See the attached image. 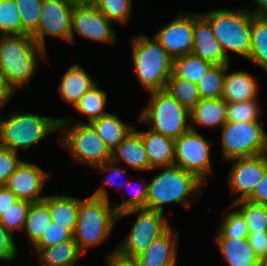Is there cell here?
Here are the masks:
<instances>
[{"label": "cell", "mask_w": 267, "mask_h": 266, "mask_svg": "<svg viewBox=\"0 0 267 266\" xmlns=\"http://www.w3.org/2000/svg\"><path fill=\"white\" fill-rule=\"evenodd\" d=\"M80 198L68 195H48L52 221L74 234L78 219Z\"/></svg>", "instance_id": "484cf974"}, {"label": "cell", "mask_w": 267, "mask_h": 266, "mask_svg": "<svg viewBox=\"0 0 267 266\" xmlns=\"http://www.w3.org/2000/svg\"><path fill=\"white\" fill-rule=\"evenodd\" d=\"M194 12L180 13L160 28L153 37L172 59L190 54L194 43Z\"/></svg>", "instance_id": "9a60e30c"}, {"label": "cell", "mask_w": 267, "mask_h": 266, "mask_svg": "<svg viewBox=\"0 0 267 266\" xmlns=\"http://www.w3.org/2000/svg\"><path fill=\"white\" fill-rule=\"evenodd\" d=\"M18 200L5 185H0V218Z\"/></svg>", "instance_id": "681fc988"}, {"label": "cell", "mask_w": 267, "mask_h": 266, "mask_svg": "<svg viewBox=\"0 0 267 266\" xmlns=\"http://www.w3.org/2000/svg\"><path fill=\"white\" fill-rule=\"evenodd\" d=\"M211 142L194 127L175 139V164L207 184L212 172Z\"/></svg>", "instance_id": "8fae6325"}, {"label": "cell", "mask_w": 267, "mask_h": 266, "mask_svg": "<svg viewBox=\"0 0 267 266\" xmlns=\"http://www.w3.org/2000/svg\"><path fill=\"white\" fill-rule=\"evenodd\" d=\"M227 122V103L220 98L201 99L190 111V126L222 127ZM195 125V126H194Z\"/></svg>", "instance_id": "603a6c76"}, {"label": "cell", "mask_w": 267, "mask_h": 266, "mask_svg": "<svg viewBox=\"0 0 267 266\" xmlns=\"http://www.w3.org/2000/svg\"><path fill=\"white\" fill-rule=\"evenodd\" d=\"M46 53L30 35H0V72L14 93L29 89L28 82Z\"/></svg>", "instance_id": "7a4b0ae2"}, {"label": "cell", "mask_w": 267, "mask_h": 266, "mask_svg": "<svg viewBox=\"0 0 267 266\" xmlns=\"http://www.w3.org/2000/svg\"><path fill=\"white\" fill-rule=\"evenodd\" d=\"M114 25L92 1L74 2L72 9L71 43L75 44V32L97 43L118 42Z\"/></svg>", "instance_id": "7c38bea8"}, {"label": "cell", "mask_w": 267, "mask_h": 266, "mask_svg": "<svg viewBox=\"0 0 267 266\" xmlns=\"http://www.w3.org/2000/svg\"><path fill=\"white\" fill-rule=\"evenodd\" d=\"M159 173L148 181L147 209L164 213L165 205L184 204L191 207L198 200L206 185L196 174L180 168L177 164L159 166ZM193 200H192V199Z\"/></svg>", "instance_id": "6da1fadb"}, {"label": "cell", "mask_w": 267, "mask_h": 266, "mask_svg": "<svg viewBox=\"0 0 267 266\" xmlns=\"http://www.w3.org/2000/svg\"><path fill=\"white\" fill-rule=\"evenodd\" d=\"M129 182H127V184L125 186H129L132 185V183L134 182H130V178L128 179ZM135 186H132L131 188L134 189L132 192V194L128 196H130L128 199H125L126 196H124V192H126V188L124 187L122 192H123V196L122 198H124L125 200L121 201V203L115 205L114 209L117 212V214H120L124 211L127 210H131V209H140V208H147V196H148V180H146L145 182H141L140 185L136 186L137 184L134 183ZM135 187V188H134Z\"/></svg>", "instance_id": "60d3db41"}, {"label": "cell", "mask_w": 267, "mask_h": 266, "mask_svg": "<svg viewBox=\"0 0 267 266\" xmlns=\"http://www.w3.org/2000/svg\"><path fill=\"white\" fill-rule=\"evenodd\" d=\"M51 222L52 218L48 208V195L41 201L30 203L23 228L30 247L41 238V235Z\"/></svg>", "instance_id": "83f0119b"}, {"label": "cell", "mask_w": 267, "mask_h": 266, "mask_svg": "<svg viewBox=\"0 0 267 266\" xmlns=\"http://www.w3.org/2000/svg\"><path fill=\"white\" fill-rule=\"evenodd\" d=\"M0 146L19 153L29 150L50 133L59 132L60 117H46L36 113L17 110L6 117L0 112ZM3 116V118H2Z\"/></svg>", "instance_id": "3957f363"}, {"label": "cell", "mask_w": 267, "mask_h": 266, "mask_svg": "<svg viewBox=\"0 0 267 266\" xmlns=\"http://www.w3.org/2000/svg\"><path fill=\"white\" fill-rule=\"evenodd\" d=\"M260 266H267V252L260 259Z\"/></svg>", "instance_id": "f5cc1de1"}, {"label": "cell", "mask_w": 267, "mask_h": 266, "mask_svg": "<svg viewBox=\"0 0 267 266\" xmlns=\"http://www.w3.org/2000/svg\"><path fill=\"white\" fill-rule=\"evenodd\" d=\"M107 147L113 151L135 128L122 121L117 114L108 113L90 123Z\"/></svg>", "instance_id": "d4e9b609"}, {"label": "cell", "mask_w": 267, "mask_h": 266, "mask_svg": "<svg viewBox=\"0 0 267 266\" xmlns=\"http://www.w3.org/2000/svg\"><path fill=\"white\" fill-rule=\"evenodd\" d=\"M92 2L114 25L126 24L131 17L132 0H93Z\"/></svg>", "instance_id": "d590c367"}, {"label": "cell", "mask_w": 267, "mask_h": 266, "mask_svg": "<svg viewBox=\"0 0 267 266\" xmlns=\"http://www.w3.org/2000/svg\"><path fill=\"white\" fill-rule=\"evenodd\" d=\"M22 35L21 19L14 0H0V35Z\"/></svg>", "instance_id": "ab89813d"}, {"label": "cell", "mask_w": 267, "mask_h": 266, "mask_svg": "<svg viewBox=\"0 0 267 266\" xmlns=\"http://www.w3.org/2000/svg\"><path fill=\"white\" fill-rule=\"evenodd\" d=\"M164 90L189 111L202 99L197 84L182 79L174 73L167 80Z\"/></svg>", "instance_id": "1f68e13d"}, {"label": "cell", "mask_w": 267, "mask_h": 266, "mask_svg": "<svg viewBox=\"0 0 267 266\" xmlns=\"http://www.w3.org/2000/svg\"><path fill=\"white\" fill-rule=\"evenodd\" d=\"M262 125L263 122H226L220 139L223 160L267 153V134Z\"/></svg>", "instance_id": "30bf717a"}, {"label": "cell", "mask_w": 267, "mask_h": 266, "mask_svg": "<svg viewBox=\"0 0 267 266\" xmlns=\"http://www.w3.org/2000/svg\"><path fill=\"white\" fill-rule=\"evenodd\" d=\"M136 131L141 136L147 152L149 171L159 166L175 163V139L164 136L151 129Z\"/></svg>", "instance_id": "ffe728a7"}, {"label": "cell", "mask_w": 267, "mask_h": 266, "mask_svg": "<svg viewBox=\"0 0 267 266\" xmlns=\"http://www.w3.org/2000/svg\"><path fill=\"white\" fill-rule=\"evenodd\" d=\"M175 234V235H174ZM172 227L135 257L138 266H177L178 239Z\"/></svg>", "instance_id": "ac0fdd59"}, {"label": "cell", "mask_w": 267, "mask_h": 266, "mask_svg": "<svg viewBox=\"0 0 267 266\" xmlns=\"http://www.w3.org/2000/svg\"><path fill=\"white\" fill-rule=\"evenodd\" d=\"M134 130L112 151L111 159L116 163L123 161L136 171H149V161L141 136Z\"/></svg>", "instance_id": "7402d4cb"}, {"label": "cell", "mask_w": 267, "mask_h": 266, "mask_svg": "<svg viewBox=\"0 0 267 266\" xmlns=\"http://www.w3.org/2000/svg\"><path fill=\"white\" fill-rule=\"evenodd\" d=\"M30 202L18 199L0 218L1 225L14 235L23 230Z\"/></svg>", "instance_id": "b9f144b4"}, {"label": "cell", "mask_w": 267, "mask_h": 266, "mask_svg": "<svg viewBox=\"0 0 267 266\" xmlns=\"http://www.w3.org/2000/svg\"><path fill=\"white\" fill-rule=\"evenodd\" d=\"M14 239L15 236L0 223V261L13 263L16 260L18 248Z\"/></svg>", "instance_id": "f6af8a7d"}, {"label": "cell", "mask_w": 267, "mask_h": 266, "mask_svg": "<svg viewBox=\"0 0 267 266\" xmlns=\"http://www.w3.org/2000/svg\"><path fill=\"white\" fill-rule=\"evenodd\" d=\"M202 15L212 26L214 36L221 44L224 54L229 51L247 59L251 50L252 13L247 7L238 9L209 10Z\"/></svg>", "instance_id": "8992f818"}, {"label": "cell", "mask_w": 267, "mask_h": 266, "mask_svg": "<svg viewBox=\"0 0 267 266\" xmlns=\"http://www.w3.org/2000/svg\"><path fill=\"white\" fill-rule=\"evenodd\" d=\"M74 2H84V1H90V0H72Z\"/></svg>", "instance_id": "db71d44e"}, {"label": "cell", "mask_w": 267, "mask_h": 266, "mask_svg": "<svg viewBox=\"0 0 267 266\" xmlns=\"http://www.w3.org/2000/svg\"><path fill=\"white\" fill-rule=\"evenodd\" d=\"M229 162L232 164L228 172L227 182L231 195L237 194V197L231 203L232 205L238 201L247 200L262 180L267 168V153L252 157L235 158L229 160Z\"/></svg>", "instance_id": "5bb4252c"}, {"label": "cell", "mask_w": 267, "mask_h": 266, "mask_svg": "<svg viewBox=\"0 0 267 266\" xmlns=\"http://www.w3.org/2000/svg\"><path fill=\"white\" fill-rule=\"evenodd\" d=\"M118 214L110 201L94 196L80 198L76 229L73 234L79 249L86 254L87 249L101 245L111 236Z\"/></svg>", "instance_id": "277c9868"}, {"label": "cell", "mask_w": 267, "mask_h": 266, "mask_svg": "<svg viewBox=\"0 0 267 266\" xmlns=\"http://www.w3.org/2000/svg\"><path fill=\"white\" fill-rule=\"evenodd\" d=\"M72 237L73 234L68 229L62 228L59 224L52 221L41 235V238L32 246L34 248L32 250L37 255L42 249L61 244Z\"/></svg>", "instance_id": "7bdbcfd3"}, {"label": "cell", "mask_w": 267, "mask_h": 266, "mask_svg": "<svg viewBox=\"0 0 267 266\" xmlns=\"http://www.w3.org/2000/svg\"><path fill=\"white\" fill-rule=\"evenodd\" d=\"M49 173L30 161L22 160L5 184L20 200L30 203L43 200V188Z\"/></svg>", "instance_id": "2e32d148"}, {"label": "cell", "mask_w": 267, "mask_h": 266, "mask_svg": "<svg viewBox=\"0 0 267 266\" xmlns=\"http://www.w3.org/2000/svg\"><path fill=\"white\" fill-rule=\"evenodd\" d=\"M98 83L89 89L75 104L74 108L87 117V123L99 119L109 112L105 111L107 104V92L98 87Z\"/></svg>", "instance_id": "4dcf8cb0"}, {"label": "cell", "mask_w": 267, "mask_h": 266, "mask_svg": "<svg viewBox=\"0 0 267 266\" xmlns=\"http://www.w3.org/2000/svg\"><path fill=\"white\" fill-rule=\"evenodd\" d=\"M74 120V117L59 118V131L62 134L59 142L64 149L70 152L73 160L89 167H95L111 160L112 151L98 136L93 126L80 120Z\"/></svg>", "instance_id": "52a82bcc"}, {"label": "cell", "mask_w": 267, "mask_h": 266, "mask_svg": "<svg viewBox=\"0 0 267 266\" xmlns=\"http://www.w3.org/2000/svg\"><path fill=\"white\" fill-rule=\"evenodd\" d=\"M15 95L13 90L7 85L4 76L0 72V108L11 100V96Z\"/></svg>", "instance_id": "f907efd6"}, {"label": "cell", "mask_w": 267, "mask_h": 266, "mask_svg": "<svg viewBox=\"0 0 267 266\" xmlns=\"http://www.w3.org/2000/svg\"><path fill=\"white\" fill-rule=\"evenodd\" d=\"M18 153L0 146V185H5L22 160Z\"/></svg>", "instance_id": "ee69618b"}, {"label": "cell", "mask_w": 267, "mask_h": 266, "mask_svg": "<svg viewBox=\"0 0 267 266\" xmlns=\"http://www.w3.org/2000/svg\"><path fill=\"white\" fill-rule=\"evenodd\" d=\"M226 65H212L204 78L198 83V90L202 99L222 97Z\"/></svg>", "instance_id": "836d02e7"}, {"label": "cell", "mask_w": 267, "mask_h": 266, "mask_svg": "<svg viewBox=\"0 0 267 266\" xmlns=\"http://www.w3.org/2000/svg\"><path fill=\"white\" fill-rule=\"evenodd\" d=\"M21 19L22 34L32 36L39 25L43 0H14Z\"/></svg>", "instance_id": "f35d334b"}, {"label": "cell", "mask_w": 267, "mask_h": 266, "mask_svg": "<svg viewBox=\"0 0 267 266\" xmlns=\"http://www.w3.org/2000/svg\"><path fill=\"white\" fill-rule=\"evenodd\" d=\"M116 164L117 163L111 159V160L105 162L104 164H101V165L93 167L94 169H96L98 171H102V173L103 172L106 173V176L108 174H111V175H109V177L107 176L106 179L104 178V180L102 181L103 185H101L95 191H93L91 196L98 197V198H103V199H106L107 201H110L109 200L110 199L109 198V191L107 190L106 186H109V187L110 186H112V187L114 186L115 188L118 187L117 189H120L119 191L122 192L123 188L127 184L126 182H128V181H125V182H121L120 181L121 183L118 184L117 180L123 174L125 175L126 171H125L124 167H119ZM124 175L121 178H124Z\"/></svg>", "instance_id": "74e56055"}, {"label": "cell", "mask_w": 267, "mask_h": 266, "mask_svg": "<svg viewBox=\"0 0 267 266\" xmlns=\"http://www.w3.org/2000/svg\"><path fill=\"white\" fill-rule=\"evenodd\" d=\"M134 70L144 90H163L173 73V59L153 37L140 34L133 37Z\"/></svg>", "instance_id": "5b68a950"}, {"label": "cell", "mask_w": 267, "mask_h": 266, "mask_svg": "<svg viewBox=\"0 0 267 266\" xmlns=\"http://www.w3.org/2000/svg\"><path fill=\"white\" fill-rule=\"evenodd\" d=\"M146 106L140 112L137 123H147L151 130L176 139L188 131L190 111L164 89L149 92Z\"/></svg>", "instance_id": "ba28073f"}, {"label": "cell", "mask_w": 267, "mask_h": 266, "mask_svg": "<svg viewBox=\"0 0 267 266\" xmlns=\"http://www.w3.org/2000/svg\"><path fill=\"white\" fill-rule=\"evenodd\" d=\"M105 262L107 266H138L135 258H128L116 251V247L111 252L105 253Z\"/></svg>", "instance_id": "7dc6e473"}, {"label": "cell", "mask_w": 267, "mask_h": 266, "mask_svg": "<svg viewBox=\"0 0 267 266\" xmlns=\"http://www.w3.org/2000/svg\"><path fill=\"white\" fill-rule=\"evenodd\" d=\"M134 214L137 216L128 234L122 242L116 244V251L128 258H135L172 227L163 212L147 208L124 211L118 214L117 219Z\"/></svg>", "instance_id": "9c48e42d"}, {"label": "cell", "mask_w": 267, "mask_h": 266, "mask_svg": "<svg viewBox=\"0 0 267 266\" xmlns=\"http://www.w3.org/2000/svg\"><path fill=\"white\" fill-rule=\"evenodd\" d=\"M95 81L83 66L75 63L64 72L61 78L58 86L60 98L74 107L78 100L98 83L97 80Z\"/></svg>", "instance_id": "44dd1931"}, {"label": "cell", "mask_w": 267, "mask_h": 266, "mask_svg": "<svg viewBox=\"0 0 267 266\" xmlns=\"http://www.w3.org/2000/svg\"><path fill=\"white\" fill-rule=\"evenodd\" d=\"M213 64L190 53L173 59V73L198 85Z\"/></svg>", "instance_id": "f546056e"}, {"label": "cell", "mask_w": 267, "mask_h": 266, "mask_svg": "<svg viewBox=\"0 0 267 266\" xmlns=\"http://www.w3.org/2000/svg\"><path fill=\"white\" fill-rule=\"evenodd\" d=\"M248 61L267 72V15H252Z\"/></svg>", "instance_id": "f1b7e54d"}, {"label": "cell", "mask_w": 267, "mask_h": 266, "mask_svg": "<svg viewBox=\"0 0 267 266\" xmlns=\"http://www.w3.org/2000/svg\"><path fill=\"white\" fill-rule=\"evenodd\" d=\"M230 64H226L222 98L226 103L244 102L257 99L259 85L257 79L247 71L229 73Z\"/></svg>", "instance_id": "d6986e66"}, {"label": "cell", "mask_w": 267, "mask_h": 266, "mask_svg": "<svg viewBox=\"0 0 267 266\" xmlns=\"http://www.w3.org/2000/svg\"><path fill=\"white\" fill-rule=\"evenodd\" d=\"M221 255L229 266H260L248 238H215Z\"/></svg>", "instance_id": "cb8c5ba5"}, {"label": "cell", "mask_w": 267, "mask_h": 266, "mask_svg": "<svg viewBox=\"0 0 267 266\" xmlns=\"http://www.w3.org/2000/svg\"><path fill=\"white\" fill-rule=\"evenodd\" d=\"M72 0H43L36 32L31 36L46 51L45 36L71 43Z\"/></svg>", "instance_id": "4fadbf2b"}, {"label": "cell", "mask_w": 267, "mask_h": 266, "mask_svg": "<svg viewBox=\"0 0 267 266\" xmlns=\"http://www.w3.org/2000/svg\"><path fill=\"white\" fill-rule=\"evenodd\" d=\"M194 43L193 54L209 61L213 65L230 64V59L224 54L221 44L214 36L212 26L209 21L201 14L194 13Z\"/></svg>", "instance_id": "e0dca14e"}, {"label": "cell", "mask_w": 267, "mask_h": 266, "mask_svg": "<svg viewBox=\"0 0 267 266\" xmlns=\"http://www.w3.org/2000/svg\"><path fill=\"white\" fill-rule=\"evenodd\" d=\"M247 200L258 204L267 205V168L262 180L255 187L253 193Z\"/></svg>", "instance_id": "c3c4849f"}, {"label": "cell", "mask_w": 267, "mask_h": 266, "mask_svg": "<svg viewBox=\"0 0 267 266\" xmlns=\"http://www.w3.org/2000/svg\"><path fill=\"white\" fill-rule=\"evenodd\" d=\"M249 244L259 259L267 252V233L248 234Z\"/></svg>", "instance_id": "bcb514c9"}, {"label": "cell", "mask_w": 267, "mask_h": 266, "mask_svg": "<svg viewBox=\"0 0 267 266\" xmlns=\"http://www.w3.org/2000/svg\"><path fill=\"white\" fill-rule=\"evenodd\" d=\"M245 218L248 233H267V205L249 200H242L230 204L227 209L236 208Z\"/></svg>", "instance_id": "d6a6232c"}, {"label": "cell", "mask_w": 267, "mask_h": 266, "mask_svg": "<svg viewBox=\"0 0 267 266\" xmlns=\"http://www.w3.org/2000/svg\"><path fill=\"white\" fill-rule=\"evenodd\" d=\"M82 254L72 237L61 244L42 249L36 257L41 262L40 266H74L78 265Z\"/></svg>", "instance_id": "4316f807"}, {"label": "cell", "mask_w": 267, "mask_h": 266, "mask_svg": "<svg viewBox=\"0 0 267 266\" xmlns=\"http://www.w3.org/2000/svg\"><path fill=\"white\" fill-rule=\"evenodd\" d=\"M215 238H247L248 229L245 218L237 209H232L222 216Z\"/></svg>", "instance_id": "e575fe53"}, {"label": "cell", "mask_w": 267, "mask_h": 266, "mask_svg": "<svg viewBox=\"0 0 267 266\" xmlns=\"http://www.w3.org/2000/svg\"><path fill=\"white\" fill-rule=\"evenodd\" d=\"M255 3V7L252 6V9L248 7V10L253 15H267V0H252Z\"/></svg>", "instance_id": "816d5d0a"}, {"label": "cell", "mask_w": 267, "mask_h": 266, "mask_svg": "<svg viewBox=\"0 0 267 266\" xmlns=\"http://www.w3.org/2000/svg\"><path fill=\"white\" fill-rule=\"evenodd\" d=\"M259 98L244 102L227 103V122H260Z\"/></svg>", "instance_id": "8d00e7d4"}]
</instances>
